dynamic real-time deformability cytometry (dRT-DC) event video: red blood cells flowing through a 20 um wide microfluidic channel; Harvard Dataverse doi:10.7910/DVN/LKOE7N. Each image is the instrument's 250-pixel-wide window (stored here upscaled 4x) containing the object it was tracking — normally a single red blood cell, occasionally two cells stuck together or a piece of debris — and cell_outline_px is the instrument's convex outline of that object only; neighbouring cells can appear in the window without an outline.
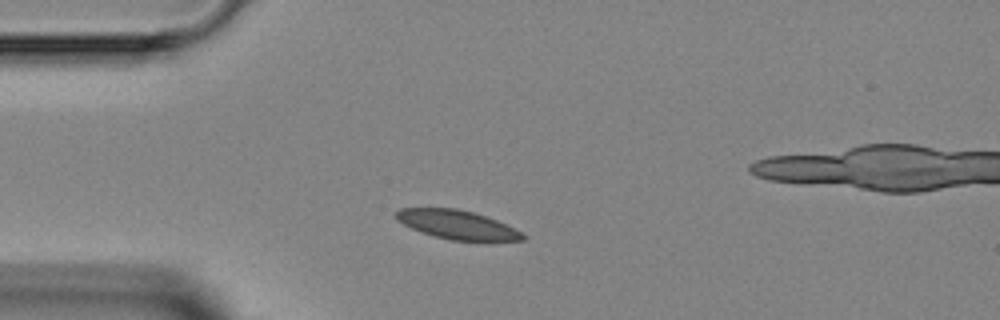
{"species": "Egyptian fruit bat (a non-hibernating species)", "species_latin": "Rousettus aegyptiacus", "temperature_condition": "room temperature", "stored_images_in_passage": 2, "camera_frame_rate_fps": 3000, "um_per_image_px": 0.085, "animal": {"sex": "female"}, "frame": {"image": 1, "passage_image": 1, "time_ms": 0.0, "image_size_px": [1000, 320], "cell_outline_px": [[524, 240], [488, 244], [484, 244], [448, 240], [420, 232], [396, 220], [396, 212], [400, 208], [456, 208], [472, 212], [496, 220], [520, 232], [524, 236]], "centroid_in_image_um": [38.91, 19.16], "position_along_channel_um": 46.1, "area_um2": 21.96}}